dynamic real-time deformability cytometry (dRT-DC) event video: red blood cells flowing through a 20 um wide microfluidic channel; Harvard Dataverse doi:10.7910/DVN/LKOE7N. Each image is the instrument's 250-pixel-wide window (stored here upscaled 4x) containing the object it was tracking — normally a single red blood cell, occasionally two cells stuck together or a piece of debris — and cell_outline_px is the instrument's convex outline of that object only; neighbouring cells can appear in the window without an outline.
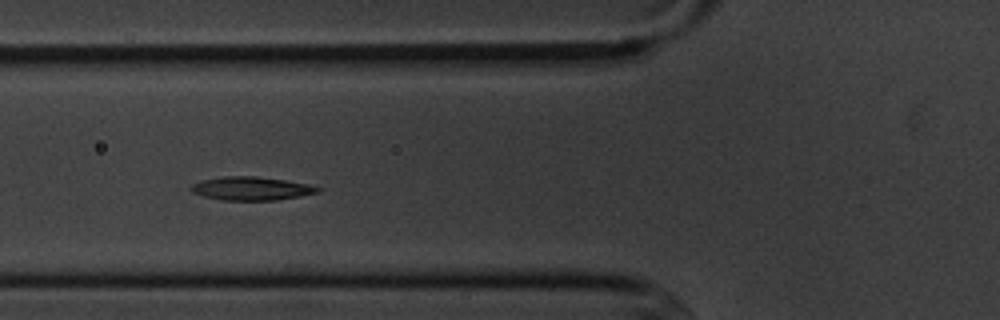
{"species": "common noctule bat (a hibernating species)", "species_latin": "Nyctalus noctula", "temperature_condition": "cold", "stored_images_in_passage": 10, "camera_frame_rate_fps": 3000, "um_per_image_px": 0.085, "animal": {"sex": "male", "body_mass_g": 20.1, "forearm_length_mm": 53.5}, "frame": {"image": 1, "passage_image": 5, "time_ms": 4.667, "image_size_px": [1000, 320], "cell_outline_px": [[320, 192], [300, 196], [276, 200], [220, 200], [204, 196], [192, 192], [188, 188], [192, 184], [200, 180], [224, 176], [256, 176], [284, 180], [308, 184], [320, 188]], "centroid_in_image_um": [21.32, 16.02], "position_along_channel_um": 104.5, "area_um2": 17.34}}
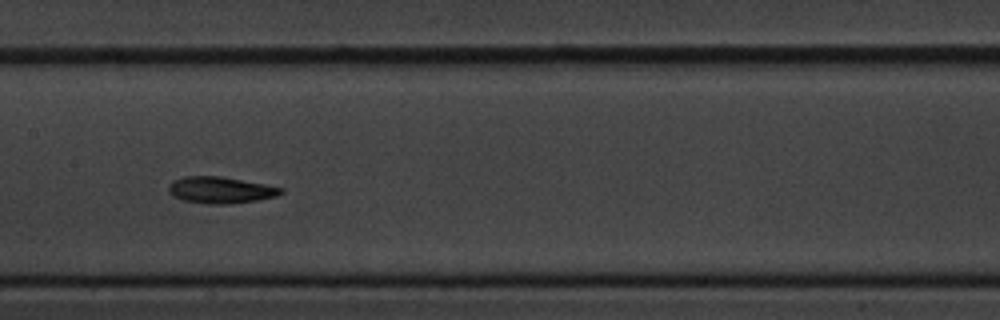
{"frame": {"image": 2, "passage_image": 7, "time_ms": 7.0, "image_size_px": [1000, 320], "cell_outline_px": [[284, 192], [276, 196], [256, 200], [232, 204], [208, 204], [184, 200], [168, 192], [168, 184], [172, 180], [184, 176], [220, 176], [264, 184], [284, 188]], "centroid_in_image_um": [18.73, 16.15], "position_along_channel_um": 188.7, "area_um2": 17.34}}
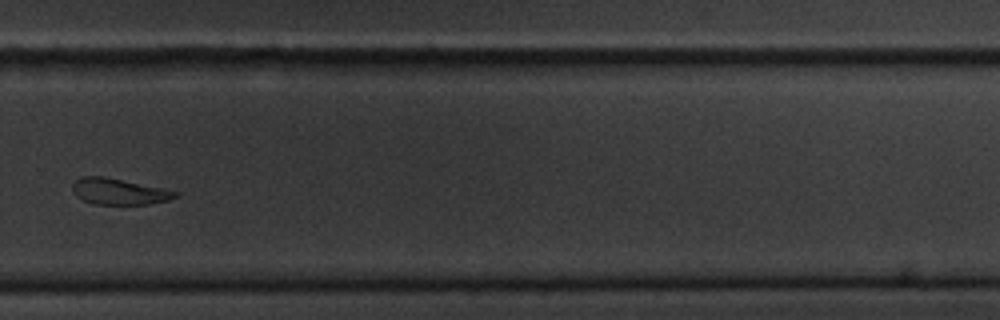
{"frame": {"image": 3, "passage_image": 10, "time_ms": 10.667, "image_size_px": [1000, 320], "cell_outline_px": [[180, 192], [176, 196], [168, 200], [148, 204], [92, 204], [76, 196], [72, 192], [72, 184], [80, 176], [104, 176]], "centroid_in_image_um": [10.06, 16.27], "position_along_channel_um": 319.7, "area_um2": 15.55}}